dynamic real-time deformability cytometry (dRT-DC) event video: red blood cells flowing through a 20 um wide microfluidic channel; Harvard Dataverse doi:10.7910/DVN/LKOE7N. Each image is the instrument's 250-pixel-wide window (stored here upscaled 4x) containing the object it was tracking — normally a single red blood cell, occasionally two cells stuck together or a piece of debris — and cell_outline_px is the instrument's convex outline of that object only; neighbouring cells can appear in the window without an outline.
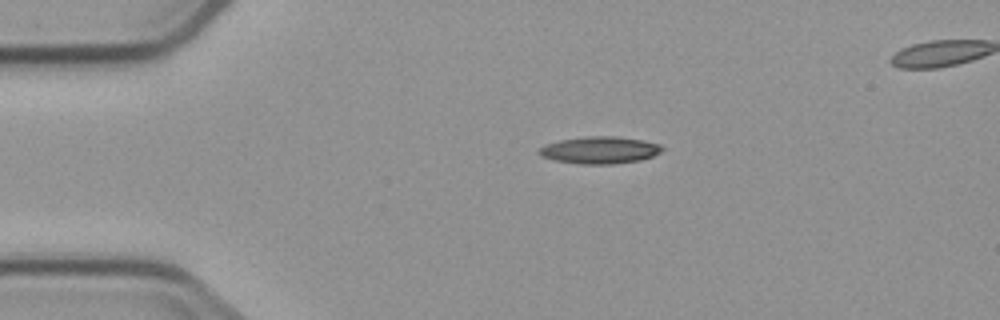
{"species": "common noctule bat (a hibernating species)", "species_latin": "Nyctalus noctula", "temperature_condition": "cold", "stored_images_in_passage": 3, "segment_of_instrument_passage": [1, 2], "camera_frame_rate_fps": 3000, "um_per_image_px": 0.085, "animal": {"sex": "male", "body_mass_g": 23.1, "forearm_length_mm": 52.7}, "frame": {"image": 1, "passage_image": 1, "time_ms": 0.0, "image_size_px": [1000, 320], "cell_outline_px": [[664, 148], [660, 152], [652, 156], [640, 160], [612, 164], [580, 164], [556, 160], [540, 156], [536, 152], [540, 148], [548, 144], [560, 140], [588, 136], [616, 136], [640, 140], [660, 144]], "centroid_in_image_um": [50.97, 12.76], "position_along_channel_um": 34.0, "area_um2": 19.25}}